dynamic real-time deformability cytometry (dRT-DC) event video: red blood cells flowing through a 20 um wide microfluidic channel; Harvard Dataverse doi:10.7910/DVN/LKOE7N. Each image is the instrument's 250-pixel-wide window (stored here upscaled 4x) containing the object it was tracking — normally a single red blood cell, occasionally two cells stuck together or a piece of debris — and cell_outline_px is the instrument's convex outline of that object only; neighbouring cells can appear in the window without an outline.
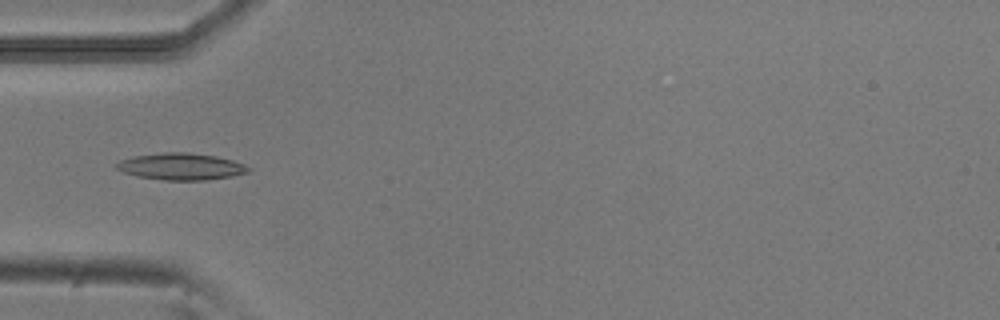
{"species": "common noctule bat (a hibernating species)", "species_latin": "Nyctalus noctula", "temperature_condition": "room temperature", "stored_images_in_passage": 6, "camera_frame_rate_fps": 3000, "um_per_image_px": 0.085, "animal": {"sex": "male", "body_mass_g": 20.5, "forearm_length_mm": 52.5}, "frame": {"image": 1, "passage_image": 5, "time_ms": 1.333, "image_size_px": [1000, 320], "cell_outline_px": [[252, 168], [248, 172], [232, 176], [204, 180], [164, 180], [136, 176], [124, 172], [116, 168], [116, 164], [120, 160], [132, 156], [164, 152], [188, 152], [216, 156], [232, 160], [244, 164]], "centroid_in_image_um": [15.39, 14.15], "position_along_channel_um": 69.6, "area_um2": 20.58}}
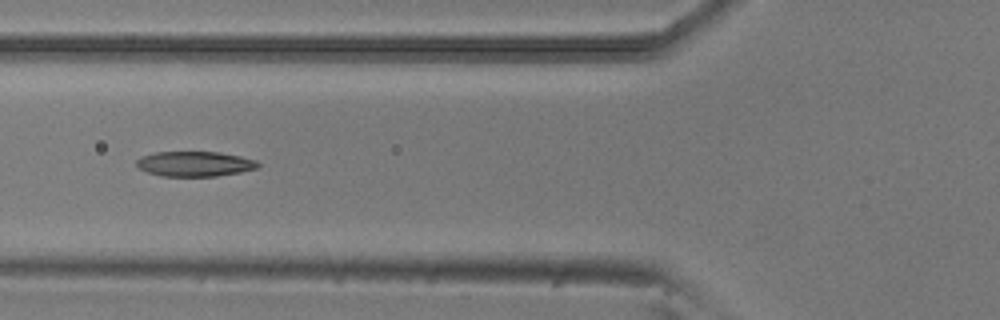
{"frame": {"image": 2, "passage_image": 6, "time_ms": 1.667, "image_size_px": [1000, 320], "cell_outline_px": [[260, 164], [256, 168], [240, 172], [216, 176], [160, 176], [148, 172], [140, 168], [136, 164], [136, 160], [140, 156], [156, 152], [220, 152], [240, 156], [256, 160]], "centroid_in_image_um": [16.54, 13.92], "position_along_channel_um": 109.3, "area_um2": 17.69}}